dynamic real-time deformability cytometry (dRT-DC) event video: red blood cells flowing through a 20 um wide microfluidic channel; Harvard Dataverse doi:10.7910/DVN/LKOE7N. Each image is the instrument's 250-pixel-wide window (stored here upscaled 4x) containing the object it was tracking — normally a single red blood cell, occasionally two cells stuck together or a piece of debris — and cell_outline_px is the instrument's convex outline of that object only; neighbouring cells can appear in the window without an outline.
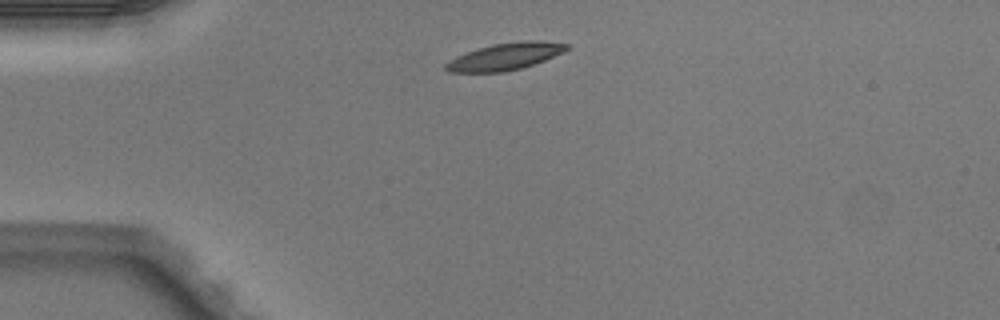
{"species": "Egyptian fruit bat (a non-hibernating species)", "species_latin": "Rousettus aegyptiacus", "temperature_condition": "warm", "stored_images_in_passage": 3, "segment_of_instrument_passage": [2, 2], "camera_frame_rate_fps": 3000, "um_per_image_px": 0.085, "animal": {"sex": "male"}, "frame": {"image": 1, "passage_image": 3, "time_ms": 0.667, "image_size_px": [1000, 320], "cell_outline_px": [[568, 48], [564, 52], [544, 60], [520, 68], [504, 72], [448, 72], [444, 68], [444, 64], [448, 60], [456, 56], [492, 44], [524, 40], [536, 40], [568, 44]], "centroid_in_image_um": [42.9, 4.8], "position_along_channel_um": 42.1, "area_um2": 18.84}}